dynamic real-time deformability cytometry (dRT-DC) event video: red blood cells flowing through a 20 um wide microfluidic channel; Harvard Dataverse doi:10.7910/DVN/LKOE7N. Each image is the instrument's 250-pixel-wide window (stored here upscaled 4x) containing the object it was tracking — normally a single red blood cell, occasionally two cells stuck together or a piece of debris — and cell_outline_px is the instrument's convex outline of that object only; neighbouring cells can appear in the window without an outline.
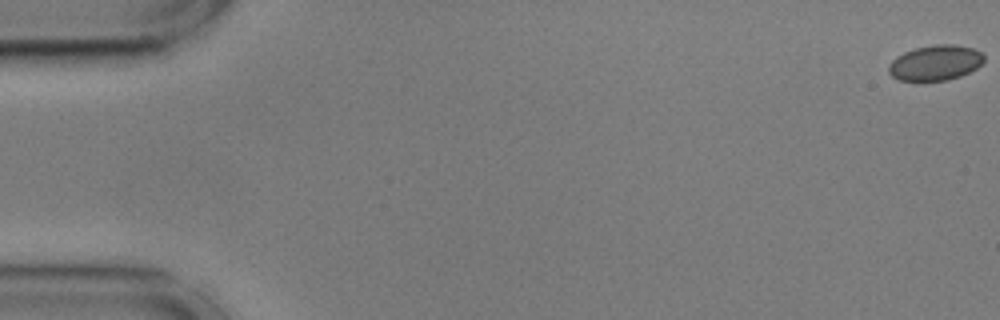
{"species": "common noctule bat (a hibernating species)", "species_latin": "Nyctalus noctula", "temperature_condition": "cold", "stored_images_in_passage": 56, "camera_frame_rate_fps": 3000, "um_per_image_px": 0.085, "animal": {"sex": "male", "body_mass_g": 17.9, "forearm_length_mm": 54.2}, "frame": {"image": 1, "passage_image": 1, "time_ms": 0.0, "image_size_px": [1000, 320], "cell_outline_px": [[984, 60], [976, 68], [960, 76], [948, 80], [900, 80], [892, 76], [888, 72], [888, 64], [896, 56], [904, 52], [916, 48], [936, 44], [956, 44], [972, 48], [980, 52], [984, 56]], "centroid_in_image_um": [79.48, 5.33], "position_along_channel_um": 5.5, "area_um2": 19.48}}
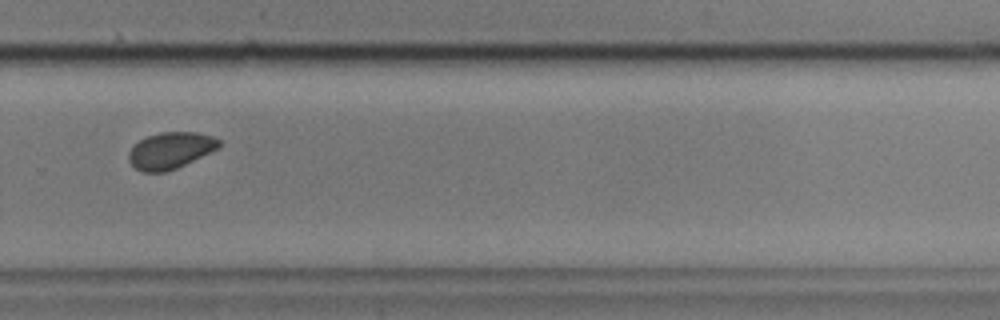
{"frame": {"image": 2, "passage_image": 39, "time_ms": 12.667, "image_size_px": [1000, 320], "cell_outline_px": [[220, 148], [176, 168], [164, 172], [144, 172], [136, 168], [128, 160], [128, 152], [140, 140], [148, 136], [160, 132], [196, 132], [212, 136], [220, 140]], "centroid_in_image_um": [14.5, 12.78], "position_along_channel_um": 315.3, "area_um2": 19.07}}
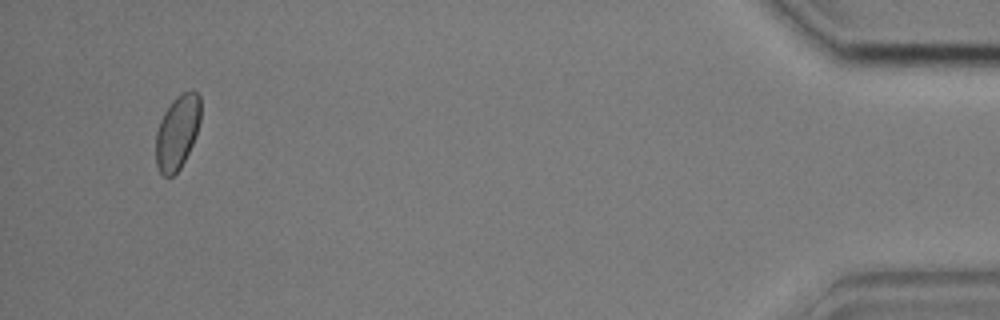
{"frame": {"image": 3, "passage_image": 54, "time_ms": 17.667, "image_size_px": [1000, 320], "cell_outline_px": [[200, 120], [196, 136], [180, 168], [172, 176], [164, 176], [160, 172], [156, 164], [156, 132], [160, 120], [164, 112], [172, 100], [176, 96], [192, 88], [200, 96]], "centroid_in_image_um": [15.07, 11.2], "position_along_channel_um": 420.1, "area_um2": 19.36}, "authors_computed_cell_mechanics": {"area_um2": 19.7098, "velocity_mm_per_s": 3.5914, "shape_relaxation_time_tau1_ms": null, "shape_relaxation_time_tau2_ms": 2.4287, "deformation_change_tau1": null, "deformation_change_tau2": 0.0383}}